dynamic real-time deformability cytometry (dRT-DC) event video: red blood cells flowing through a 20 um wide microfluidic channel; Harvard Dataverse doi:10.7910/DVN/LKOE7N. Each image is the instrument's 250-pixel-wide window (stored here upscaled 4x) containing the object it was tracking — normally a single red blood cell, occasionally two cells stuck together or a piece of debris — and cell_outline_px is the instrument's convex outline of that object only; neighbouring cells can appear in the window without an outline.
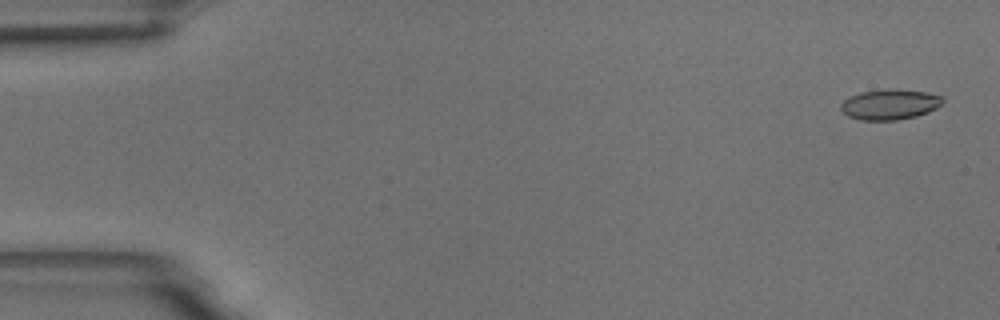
{"species": "common noctule bat (a hibernating species)", "species_latin": "Nyctalus noctula", "temperature_condition": "room temperature", "stored_images_in_passage": 55, "camera_frame_rate_fps": 3000, "um_per_image_px": 0.085, "animal": {"sex": "male", "body_mass_g": 18.8}, "frame": {"image": 1, "passage_image": 2, "time_ms": 0.333, "image_size_px": [1000, 320], "cell_outline_px": [[944, 100], [936, 108], [928, 112], [916, 116], [896, 120], [860, 120], [848, 116], [840, 108], [840, 104], [844, 100], [860, 92], [888, 88], [896, 88], [924, 92], [940, 96]], "centroid_in_image_um": [75.61, 8.87], "position_along_channel_um": 9.4, "area_um2": 17.98}}
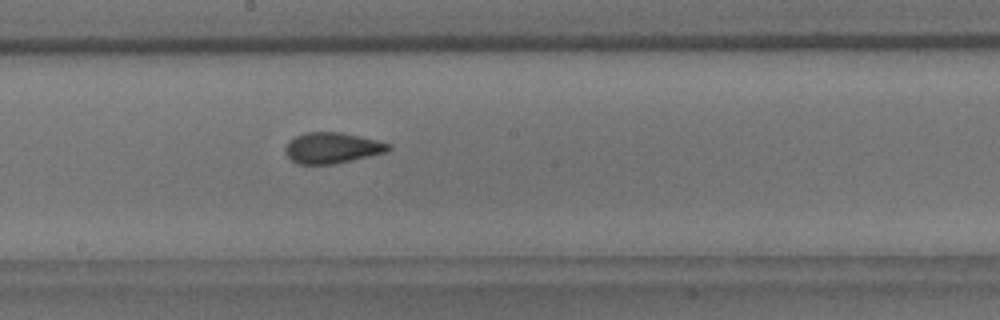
{"frame": {"image": 2, "passage_image": 30, "time_ms": 9.667, "image_size_px": [1000, 320], "cell_outline_px": [[392, 148], [388, 152], [336, 164], [296, 164], [288, 156], [284, 148], [296, 136], [308, 132], [340, 132], [376, 140], [392, 144]], "centroid_in_image_um": [28.28, 12.58], "position_along_channel_um": 219.9, "area_um2": 18.5}}
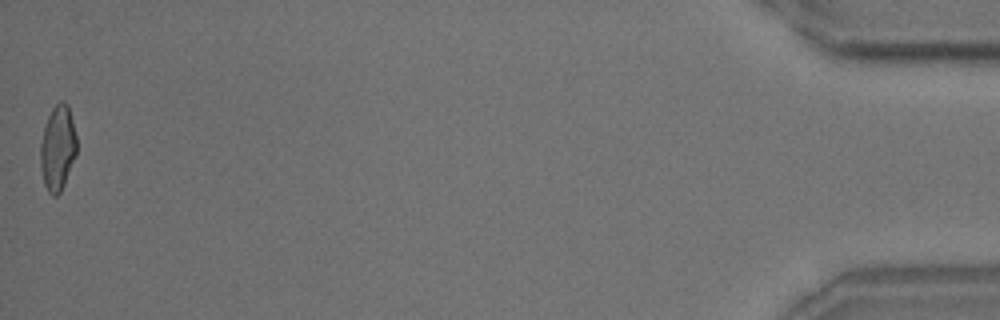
{"frame": {"image": 3, "passage_image": 55, "time_ms": 18.0, "image_size_px": [1000, 320], "cell_outline_px": [[76, 152], [64, 184], [60, 192], [56, 196], [52, 196], [48, 192], [44, 184], [40, 168], [40, 144], [44, 128], [48, 116], [52, 108], [60, 100], [64, 100], [68, 104], [76, 136]], "centroid_in_image_um": [4.88, 12.57], "position_along_channel_um": 430.3, "area_um2": 17.92}, "authors_computed_cell_mechanics": {"area_um2": 18.3226, "velocity_mm_per_s": 3.675, "shape_relaxation_time_tau1_ms": 7.013, "shape_relaxation_time_tau2_ms": 1.5389, "deformation_change_tau1": 0.1571, "deformation_change_tau2": 0.0757}}